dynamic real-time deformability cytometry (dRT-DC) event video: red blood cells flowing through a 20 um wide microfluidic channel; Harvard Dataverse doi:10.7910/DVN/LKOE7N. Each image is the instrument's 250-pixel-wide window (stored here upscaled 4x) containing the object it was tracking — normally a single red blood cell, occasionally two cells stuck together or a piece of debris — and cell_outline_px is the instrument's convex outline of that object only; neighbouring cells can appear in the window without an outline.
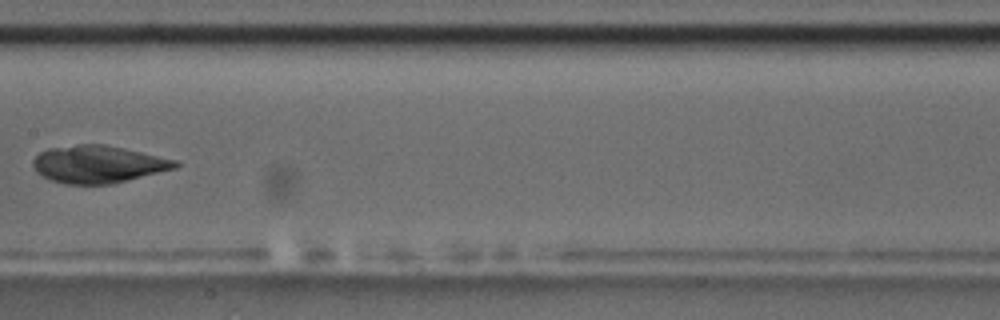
{"species": "common noctule bat (a hibernating species)", "species_latin": "Nyctalus noctula", "temperature_condition": "room temperature", "stored_images_in_passage": 12, "camera_frame_rate_fps": 3000, "um_per_image_px": 0.085, "animal": {"sex": "male", "body_mass_g": 17.5, "forearm_length_mm": 52.3}, "frame": {"image": 1, "passage_image": 9, "time_ms": 10.333, "image_size_px": [1000, 320], "cell_outline_px": [[180, 164], [176, 168], [112, 184], [64, 184], [52, 180], [36, 172], [32, 164], [32, 160], [40, 152], [48, 148], [80, 144], [104, 144], [124, 148], [176, 160]], "centroid_in_image_um": [8.32, 13.96], "position_along_channel_um": 199.1, "area_um2": 30.92}}
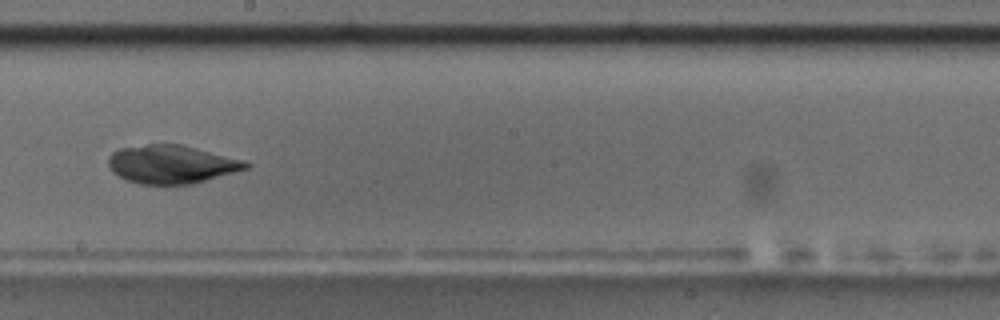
{"frame": {"image": 2, "passage_image": 10, "time_ms": 11.333, "image_size_px": [1000, 320], "cell_outline_px": [[252, 164], [248, 168], [192, 184], [140, 184], [128, 180], [112, 172], [108, 164], [108, 156], [112, 152], [120, 148], [148, 144], [180, 144], [240, 160]], "centroid_in_image_um": [14.52, 13.97], "position_along_channel_um": 233.7, "area_um2": 30.23}}